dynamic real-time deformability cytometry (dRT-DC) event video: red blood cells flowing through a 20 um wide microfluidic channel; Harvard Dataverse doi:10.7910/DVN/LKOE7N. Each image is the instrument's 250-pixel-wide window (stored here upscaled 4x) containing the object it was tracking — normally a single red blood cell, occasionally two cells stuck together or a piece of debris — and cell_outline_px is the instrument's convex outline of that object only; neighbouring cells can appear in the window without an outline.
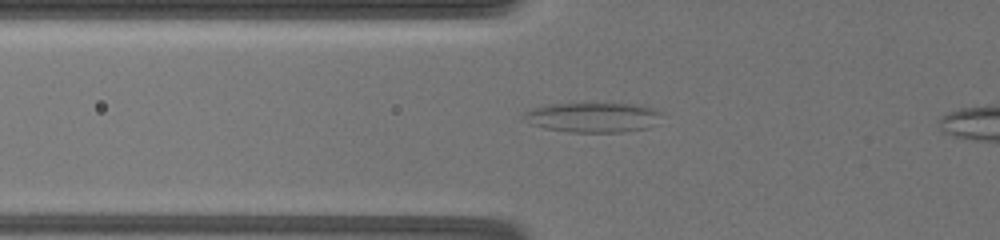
{"species": "common noctule bat (a hibernating species)", "species_latin": "Nyctalus noctula", "temperature_condition": "warm", "stored_images_in_passage": 39, "camera_frame_rate_fps": 3000, "um_per_image_px": 0.085, "animal": {"sex": "female", "body_mass_g": 19.5, "forearm_length_mm": 54.1}, "frame": {"image": 1, "passage_image": 11, "time_ms": 5.0, "image_size_px": [1000, 240], "cell_outline_px": [[664, 112], [648, 128], [620, 132], [568, 132], [544, 128], [532, 124], [520, 116], [524, 112], [532, 108], [548, 104], [632, 104], [652, 108]], "centroid_in_image_um": [50.34, 9.98], "position_along_channel_um": 75.5, "area_um2": 23.76}}
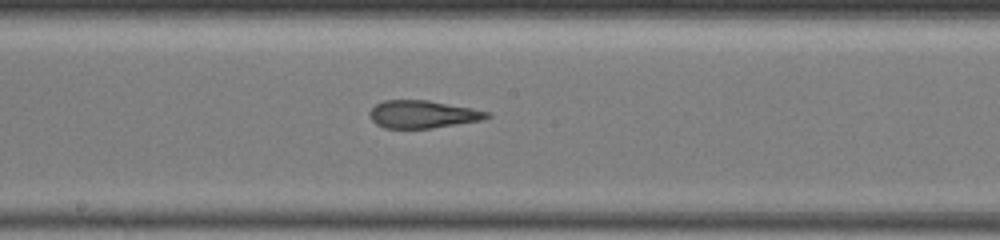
{"frame": {"image": 2, "passage_image": 21, "time_ms": 9.0, "image_size_px": [1000, 240], "cell_outline_px": [[492, 116], [480, 120], [432, 128], [384, 128], [376, 124], [368, 116], [368, 112], [376, 104], [384, 100], [428, 100], [472, 108], [488, 112]], "centroid_in_image_um": [35.88, 9.71], "position_along_channel_um": 212.3, "area_um2": 18.84}}
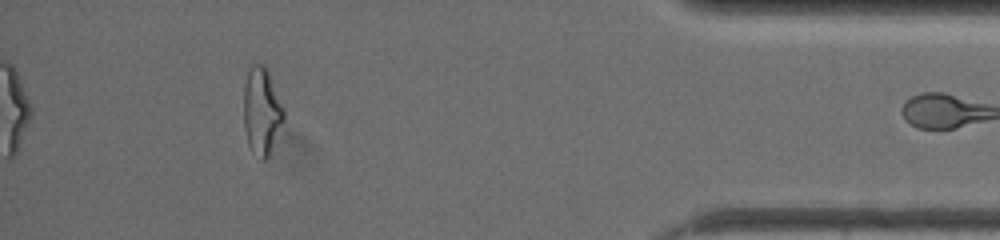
{"frame": {"image": 3, "passage_image": 38, "time_ms": 16.0, "image_size_px": [1000, 240], "cell_outline_px": [[284, 120], [268, 156], [264, 160], [260, 160], [252, 152], [248, 144], [244, 128], [244, 84], [248, 72], [252, 64], [264, 64], [268, 68], [284, 108]], "centroid_in_image_um": [22.25, 9.42], "position_along_channel_um": 413.0, "area_um2": 20.52}}